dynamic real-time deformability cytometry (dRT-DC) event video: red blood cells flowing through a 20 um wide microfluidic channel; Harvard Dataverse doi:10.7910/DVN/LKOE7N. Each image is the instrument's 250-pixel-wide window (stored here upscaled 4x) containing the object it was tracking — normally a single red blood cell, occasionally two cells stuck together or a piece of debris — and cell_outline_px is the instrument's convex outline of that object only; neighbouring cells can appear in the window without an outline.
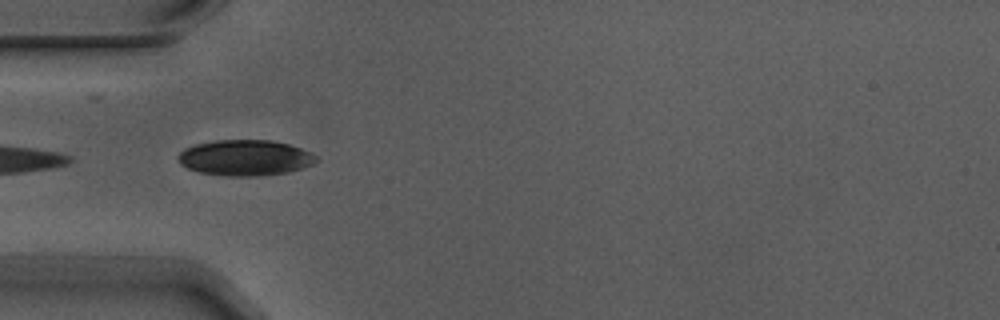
{"species": "Egyptian fruit bat (a non-hibernating species)", "species_latin": "Rousettus aegyptiacus", "temperature_condition": "warm", "stored_images_in_passage": 4, "camera_frame_rate_fps": 3000, "um_per_image_px": 0.085, "animal": {"sex": "male"}, "frame": {"image": 1, "passage_image": 3, "time_ms": 0.667, "image_size_px": [1000, 320], "cell_outline_px": [[316, 160], [312, 164], [288, 172], [260, 176], [224, 176], [200, 172], [188, 168], [180, 164], [176, 156], [184, 148], [196, 144], [216, 140], [272, 140], [288, 144], [312, 152], [316, 156]], "centroid_in_image_um": [20.8, 13.41], "position_along_channel_um": 64.2, "area_um2": 28.78}}